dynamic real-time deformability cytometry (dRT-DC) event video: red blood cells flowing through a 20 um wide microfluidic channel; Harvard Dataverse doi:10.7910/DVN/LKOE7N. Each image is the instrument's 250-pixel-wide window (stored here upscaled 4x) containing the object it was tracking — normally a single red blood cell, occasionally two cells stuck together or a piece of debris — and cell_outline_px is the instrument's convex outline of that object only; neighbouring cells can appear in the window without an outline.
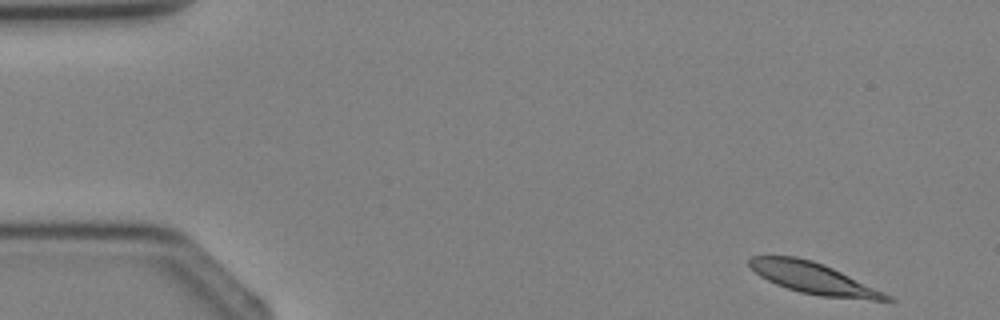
{"species": "Egyptian fruit bat (a non-hibernating species)", "species_latin": "Rousettus aegyptiacus", "temperature_condition": "cold", "stored_images_in_passage": 2, "camera_frame_rate_fps": 3000, "um_per_image_px": 0.085, "animal": {"sex": "female"}, "frame": {"image": 1, "passage_image": 1, "time_ms": 0.0, "image_size_px": [1000, 320], "cell_outline_px": [[896, 300], [872, 300], [820, 296], [800, 292], [776, 284], [760, 276], [748, 264], [748, 260], [752, 256], [796, 256], [812, 260], [824, 264], [884, 292], [892, 296]], "centroid_in_image_um": [69.14, 23.65], "position_along_channel_um": 15.9, "area_um2": 24.68}}